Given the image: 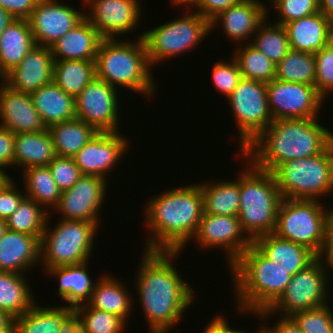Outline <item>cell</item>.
<instances>
[{
	"label": "cell",
	"mask_w": 333,
	"mask_h": 333,
	"mask_svg": "<svg viewBox=\"0 0 333 333\" xmlns=\"http://www.w3.org/2000/svg\"><path fill=\"white\" fill-rule=\"evenodd\" d=\"M180 251L144 250L135 275L136 292L150 333H169L195 300L174 261Z\"/></svg>",
	"instance_id": "cell-1"
},
{
	"label": "cell",
	"mask_w": 333,
	"mask_h": 333,
	"mask_svg": "<svg viewBox=\"0 0 333 333\" xmlns=\"http://www.w3.org/2000/svg\"><path fill=\"white\" fill-rule=\"evenodd\" d=\"M144 219L146 233L144 250L180 251L196 234L203 215L200 184L167 189L146 202Z\"/></svg>",
	"instance_id": "cell-2"
},
{
	"label": "cell",
	"mask_w": 333,
	"mask_h": 333,
	"mask_svg": "<svg viewBox=\"0 0 333 333\" xmlns=\"http://www.w3.org/2000/svg\"><path fill=\"white\" fill-rule=\"evenodd\" d=\"M318 119L274 120L242 154L269 172L288 160L321 154L333 142V132Z\"/></svg>",
	"instance_id": "cell-3"
},
{
	"label": "cell",
	"mask_w": 333,
	"mask_h": 333,
	"mask_svg": "<svg viewBox=\"0 0 333 333\" xmlns=\"http://www.w3.org/2000/svg\"><path fill=\"white\" fill-rule=\"evenodd\" d=\"M228 268L241 315L268 309L292 278L282 265L270 261L253 244Z\"/></svg>",
	"instance_id": "cell-4"
},
{
	"label": "cell",
	"mask_w": 333,
	"mask_h": 333,
	"mask_svg": "<svg viewBox=\"0 0 333 333\" xmlns=\"http://www.w3.org/2000/svg\"><path fill=\"white\" fill-rule=\"evenodd\" d=\"M136 39H102L95 58L96 78L153 98L157 88L143 34Z\"/></svg>",
	"instance_id": "cell-5"
},
{
	"label": "cell",
	"mask_w": 333,
	"mask_h": 333,
	"mask_svg": "<svg viewBox=\"0 0 333 333\" xmlns=\"http://www.w3.org/2000/svg\"><path fill=\"white\" fill-rule=\"evenodd\" d=\"M242 155V156H241ZM247 164L240 170V207L238 218L244 233L253 242L273 233L282 196L272 172L257 168L242 153Z\"/></svg>",
	"instance_id": "cell-6"
},
{
	"label": "cell",
	"mask_w": 333,
	"mask_h": 333,
	"mask_svg": "<svg viewBox=\"0 0 333 333\" xmlns=\"http://www.w3.org/2000/svg\"><path fill=\"white\" fill-rule=\"evenodd\" d=\"M50 216L51 213L40 240V263L44 266L43 270L89 261L100 223L61 218L54 225L55 228H50Z\"/></svg>",
	"instance_id": "cell-7"
},
{
	"label": "cell",
	"mask_w": 333,
	"mask_h": 333,
	"mask_svg": "<svg viewBox=\"0 0 333 333\" xmlns=\"http://www.w3.org/2000/svg\"><path fill=\"white\" fill-rule=\"evenodd\" d=\"M283 199L320 200L333 192V142L321 153L288 160L273 172Z\"/></svg>",
	"instance_id": "cell-8"
},
{
	"label": "cell",
	"mask_w": 333,
	"mask_h": 333,
	"mask_svg": "<svg viewBox=\"0 0 333 333\" xmlns=\"http://www.w3.org/2000/svg\"><path fill=\"white\" fill-rule=\"evenodd\" d=\"M321 200L282 199L274 234L305 246L317 257L326 243L327 207Z\"/></svg>",
	"instance_id": "cell-9"
},
{
	"label": "cell",
	"mask_w": 333,
	"mask_h": 333,
	"mask_svg": "<svg viewBox=\"0 0 333 333\" xmlns=\"http://www.w3.org/2000/svg\"><path fill=\"white\" fill-rule=\"evenodd\" d=\"M186 12L142 33L152 68L159 65V62L161 64L167 59L190 52V49H197L206 36L210 35L209 20L195 11Z\"/></svg>",
	"instance_id": "cell-10"
},
{
	"label": "cell",
	"mask_w": 333,
	"mask_h": 333,
	"mask_svg": "<svg viewBox=\"0 0 333 333\" xmlns=\"http://www.w3.org/2000/svg\"><path fill=\"white\" fill-rule=\"evenodd\" d=\"M330 278L323 260L317 257L305 269L292 275L282 295L268 309L251 315L261 321L271 319L272 314L291 317L296 312L327 305L330 286L332 288L329 283L333 282Z\"/></svg>",
	"instance_id": "cell-11"
},
{
	"label": "cell",
	"mask_w": 333,
	"mask_h": 333,
	"mask_svg": "<svg viewBox=\"0 0 333 333\" xmlns=\"http://www.w3.org/2000/svg\"><path fill=\"white\" fill-rule=\"evenodd\" d=\"M226 101L236 121L240 154L274 121L267 83L242 78Z\"/></svg>",
	"instance_id": "cell-12"
},
{
	"label": "cell",
	"mask_w": 333,
	"mask_h": 333,
	"mask_svg": "<svg viewBox=\"0 0 333 333\" xmlns=\"http://www.w3.org/2000/svg\"><path fill=\"white\" fill-rule=\"evenodd\" d=\"M267 95L273 120L319 118L325 103L315 86L277 79L267 83Z\"/></svg>",
	"instance_id": "cell-13"
},
{
	"label": "cell",
	"mask_w": 333,
	"mask_h": 333,
	"mask_svg": "<svg viewBox=\"0 0 333 333\" xmlns=\"http://www.w3.org/2000/svg\"><path fill=\"white\" fill-rule=\"evenodd\" d=\"M118 93V89L95 77L75 98L76 118L97 132H121Z\"/></svg>",
	"instance_id": "cell-14"
},
{
	"label": "cell",
	"mask_w": 333,
	"mask_h": 333,
	"mask_svg": "<svg viewBox=\"0 0 333 333\" xmlns=\"http://www.w3.org/2000/svg\"><path fill=\"white\" fill-rule=\"evenodd\" d=\"M191 241L205 251L214 247L221 248V251L224 249L229 267L253 243L242 230L238 216L206 213H203L198 230Z\"/></svg>",
	"instance_id": "cell-15"
},
{
	"label": "cell",
	"mask_w": 333,
	"mask_h": 333,
	"mask_svg": "<svg viewBox=\"0 0 333 333\" xmlns=\"http://www.w3.org/2000/svg\"><path fill=\"white\" fill-rule=\"evenodd\" d=\"M139 1L83 0V6L90 10L85 12V17L103 39H121V35L134 32L142 22L143 2Z\"/></svg>",
	"instance_id": "cell-16"
},
{
	"label": "cell",
	"mask_w": 333,
	"mask_h": 333,
	"mask_svg": "<svg viewBox=\"0 0 333 333\" xmlns=\"http://www.w3.org/2000/svg\"><path fill=\"white\" fill-rule=\"evenodd\" d=\"M107 180L83 175L72 187L63 191L53 209L62 219L101 223L100 209L105 202Z\"/></svg>",
	"instance_id": "cell-17"
},
{
	"label": "cell",
	"mask_w": 333,
	"mask_h": 333,
	"mask_svg": "<svg viewBox=\"0 0 333 333\" xmlns=\"http://www.w3.org/2000/svg\"><path fill=\"white\" fill-rule=\"evenodd\" d=\"M128 141L122 132H98L73 159L82 175L107 180L108 173L115 169L118 161L130 150Z\"/></svg>",
	"instance_id": "cell-18"
},
{
	"label": "cell",
	"mask_w": 333,
	"mask_h": 333,
	"mask_svg": "<svg viewBox=\"0 0 333 333\" xmlns=\"http://www.w3.org/2000/svg\"><path fill=\"white\" fill-rule=\"evenodd\" d=\"M80 11L58 0H39L27 19L35 44L53 45L85 17Z\"/></svg>",
	"instance_id": "cell-19"
},
{
	"label": "cell",
	"mask_w": 333,
	"mask_h": 333,
	"mask_svg": "<svg viewBox=\"0 0 333 333\" xmlns=\"http://www.w3.org/2000/svg\"><path fill=\"white\" fill-rule=\"evenodd\" d=\"M268 8L260 0H241L210 21L211 33L216 26H221L229 41L237 45L250 43L258 27L269 18L272 9Z\"/></svg>",
	"instance_id": "cell-20"
},
{
	"label": "cell",
	"mask_w": 333,
	"mask_h": 333,
	"mask_svg": "<svg viewBox=\"0 0 333 333\" xmlns=\"http://www.w3.org/2000/svg\"><path fill=\"white\" fill-rule=\"evenodd\" d=\"M53 67L50 47L35 44L21 62L3 77V82L13 90L30 94L52 82Z\"/></svg>",
	"instance_id": "cell-21"
},
{
	"label": "cell",
	"mask_w": 333,
	"mask_h": 333,
	"mask_svg": "<svg viewBox=\"0 0 333 333\" xmlns=\"http://www.w3.org/2000/svg\"><path fill=\"white\" fill-rule=\"evenodd\" d=\"M0 127L14 134L34 133L46 130L28 93L11 89L3 81L0 84Z\"/></svg>",
	"instance_id": "cell-22"
},
{
	"label": "cell",
	"mask_w": 333,
	"mask_h": 333,
	"mask_svg": "<svg viewBox=\"0 0 333 333\" xmlns=\"http://www.w3.org/2000/svg\"><path fill=\"white\" fill-rule=\"evenodd\" d=\"M283 26L293 50L315 54L333 40V21L321 11Z\"/></svg>",
	"instance_id": "cell-23"
},
{
	"label": "cell",
	"mask_w": 333,
	"mask_h": 333,
	"mask_svg": "<svg viewBox=\"0 0 333 333\" xmlns=\"http://www.w3.org/2000/svg\"><path fill=\"white\" fill-rule=\"evenodd\" d=\"M40 262L37 237L7 230L0 240V271L25 274Z\"/></svg>",
	"instance_id": "cell-24"
},
{
	"label": "cell",
	"mask_w": 333,
	"mask_h": 333,
	"mask_svg": "<svg viewBox=\"0 0 333 333\" xmlns=\"http://www.w3.org/2000/svg\"><path fill=\"white\" fill-rule=\"evenodd\" d=\"M103 38L84 17L50 46L54 60H95Z\"/></svg>",
	"instance_id": "cell-25"
},
{
	"label": "cell",
	"mask_w": 333,
	"mask_h": 333,
	"mask_svg": "<svg viewBox=\"0 0 333 333\" xmlns=\"http://www.w3.org/2000/svg\"><path fill=\"white\" fill-rule=\"evenodd\" d=\"M266 258L280 264L290 274L305 269L317 256L308 248L269 233L258 237L252 243Z\"/></svg>",
	"instance_id": "cell-26"
},
{
	"label": "cell",
	"mask_w": 333,
	"mask_h": 333,
	"mask_svg": "<svg viewBox=\"0 0 333 333\" xmlns=\"http://www.w3.org/2000/svg\"><path fill=\"white\" fill-rule=\"evenodd\" d=\"M90 261L62 267L47 268L44 272L57 278L59 282L58 295L61 299L69 303L66 306L76 308L77 306L87 304L92 296L95 282L88 274V263Z\"/></svg>",
	"instance_id": "cell-27"
},
{
	"label": "cell",
	"mask_w": 333,
	"mask_h": 333,
	"mask_svg": "<svg viewBox=\"0 0 333 333\" xmlns=\"http://www.w3.org/2000/svg\"><path fill=\"white\" fill-rule=\"evenodd\" d=\"M73 320V308L66 305L40 306L36 302L14 319V333H60Z\"/></svg>",
	"instance_id": "cell-28"
},
{
	"label": "cell",
	"mask_w": 333,
	"mask_h": 333,
	"mask_svg": "<svg viewBox=\"0 0 333 333\" xmlns=\"http://www.w3.org/2000/svg\"><path fill=\"white\" fill-rule=\"evenodd\" d=\"M121 280L111 274L100 275L88 304L95 309L114 314L128 324L127 319L133 312L134 300L132 293L130 294Z\"/></svg>",
	"instance_id": "cell-29"
},
{
	"label": "cell",
	"mask_w": 333,
	"mask_h": 333,
	"mask_svg": "<svg viewBox=\"0 0 333 333\" xmlns=\"http://www.w3.org/2000/svg\"><path fill=\"white\" fill-rule=\"evenodd\" d=\"M35 45L27 19H13L0 35V82Z\"/></svg>",
	"instance_id": "cell-30"
},
{
	"label": "cell",
	"mask_w": 333,
	"mask_h": 333,
	"mask_svg": "<svg viewBox=\"0 0 333 333\" xmlns=\"http://www.w3.org/2000/svg\"><path fill=\"white\" fill-rule=\"evenodd\" d=\"M30 96L47 128L76 118L75 98L66 94L53 81L30 93Z\"/></svg>",
	"instance_id": "cell-31"
},
{
	"label": "cell",
	"mask_w": 333,
	"mask_h": 333,
	"mask_svg": "<svg viewBox=\"0 0 333 333\" xmlns=\"http://www.w3.org/2000/svg\"><path fill=\"white\" fill-rule=\"evenodd\" d=\"M56 157L48 129L34 133L15 134L14 166L23 170L33 166H48Z\"/></svg>",
	"instance_id": "cell-32"
},
{
	"label": "cell",
	"mask_w": 333,
	"mask_h": 333,
	"mask_svg": "<svg viewBox=\"0 0 333 333\" xmlns=\"http://www.w3.org/2000/svg\"><path fill=\"white\" fill-rule=\"evenodd\" d=\"M237 180L200 182L203 213L238 216L240 207V171Z\"/></svg>",
	"instance_id": "cell-33"
},
{
	"label": "cell",
	"mask_w": 333,
	"mask_h": 333,
	"mask_svg": "<svg viewBox=\"0 0 333 333\" xmlns=\"http://www.w3.org/2000/svg\"><path fill=\"white\" fill-rule=\"evenodd\" d=\"M52 137L56 156L74 157L98 132L75 118L52 124L47 128Z\"/></svg>",
	"instance_id": "cell-34"
},
{
	"label": "cell",
	"mask_w": 333,
	"mask_h": 333,
	"mask_svg": "<svg viewBox=\"0 0 333 333\" xmlns=\"http://www.w3.org/2000/svg\"><path fill=\"white\" fill-rule=\"evenodd\" d=\"M24 274L0 271V309L14 318L28 311L36 302Z\"/></svg>",
	"instance_id": "cell-35"
},
{
	"label": "cell",
	"mask_w": 333,
	"mask_h": 333,
	"mask_svg": "<svg viewBox=\"0 0 333 333\" xmlns=\"http://www.w3.org/2000/svg\"><path fill=\"white\" fill-rule=\"evenodd\" d=\"M26 197H29L48 213L55 208L61 197V190L53 179L48 166H33L21 171ZM50 209V211H49Z\"/></svg>",
	"instance_id": "cell-36"
},
{
	"label": "cell",
	"mask_w": 333,
	"mask_h": 333,
	"mask_svg": "<svg viewBox=\"0 0 333 333\" xmlns=\"http://www.w3.org/2000/svg\"><path fill=\"white\" fill-rule=\"evenodd\" d=\"M95 77V60H54L52 81L74 98Z\"/></svg>",
	"instance_id": "cell-37"
},
{
	"label": "cell",
	"mask_w": 333,
	"mask_h": 333,
	"mask_svg": "<svg viewBox=\"0 0 333 333\" xmlns=\"http://www.w3.org/2000/svg\"><path fill=\"white\" fill-rule=\"evenodd\" d=\"M232 57L237 62L242 78L268 83L275 79L276 65L250 43L234 45Z\"/></svg>",
	"instance_id": "cell-38"
},
{
	"label": "cell",
	"mask_w": 333,
	"mask_h": 333,
	"mask_svg": "<svg viewBox=\"0 0 333 333\" xmlns=\"http://www.w3.org/2000/svg\"><path fill=\"white\" fill-rule=\"evenodd\" d=\"M48 216L49 213L42 206L25 196L17 209L6 219L7 228L41 240Z\"/></svg>",
	"instance_id": "cell-39"
},
{
	"label": "cell",
	"mask_w": 333,
	"mask_h": 333,
	"mask_svg": "<svg viewBox=\"0 0 333 333\" xmlns=\"http://www.w3.org/2000/svg\"><path fill=\"white\" fill-rule=\"evenodd\" d=\"M316 70L313 53L290 49L276 65L275 79L315 86Z\"/></svg>",
	"instance_id": "cell-40"
},
{
	"label": "cell",
	"mask_w": 333,
	"mask_h": 333,
	"mask_svg": "<svg viewBox=\"0 0 333 333\" xmlns=\"http://www.w3.org/2000/svg\"><path fill=\"white\" fill-rule=\"evenodd\" d=\"M271 22L266 18L253 35L250 44L277 65L289 52L290 45L285 27Z\"/></svg>",
	"instance_id": "cell-41"
},
{
	"label": "cell",
	"mask_w": 333,
	"mask_h": 333,
	"mask_svg": "<svg viewBox=\"0 0 333 333\" xmlns=\"http://www.w3.org/2000/svg\"><path fill=\"white\" fill-rule=\"evenodd\" d=\"M73 310L74 320L83 333H123L127 325L120 317L95 309L88 303Z\"/></svg>",
	"instance_id": "cell-42"
},
{
	"label": "cell",
	"mask_w": 333,
	"mask_h": 333,
	"mask_svg": "<svg viewBox=\"0 0 333 333\" xmlns=\"http://www.w3.org/2000/svg\"><path fill=\"white\" fill-rule=\"evenodd\" d=\"M329 304L294 313L291 318L303 333H333V311Z\"/></svg>",
	"instance_id": "cell-43"
},
{
	"label": "cell",
	"mask_w": 333,
	"mask_h": 333,
	"mask_svg": "<svg viewBox=\"0 0 333 333\" xmlns=\"http://www.w3.org/2000/svg\"><path fill=\"white\" fill-rule=\"evenodd\" d=\"M269 4L275 8L278 25H284L291 21L309 16L319 11V0H268Z\"/></svg>",
	"instance_id": "cell-44"
},
{
	"label": "cell",
	"mask_w": 333,
	"mask_h": 333,
	"mask_svg": "<svg viewBox=\"0 0 333 333\" xmlns=\"http://www.w3.org/2000/svg\"><path fill=\"white\" fill-rule=\"evenodd\" d=\"M315 57V88L325 99L333 91V40L320 51L314 54Z\"/></svg>",
	"instance_id": "cell-45"
},
{
	"label": "cell",
	"mask_w": 333,
	"mask_h": 333,
	"mask_svg": "<svg viewBox=\"0 0 333 333\" xmlns=\"http://www.w3.org/2000/svg\"><path fill=\"white\" fill-rule=\"evenodd\" d=\"M212 82L215 89L226 99L231 95L242 79L237 62L231 56L228 61H218L212 68Z\"/></svg>",
	"instance_id": "cell-46"
},
{
	"label": "cell",
	"mask_w": 333,
	"mask_h": 333,
	"mask_svg": "<svg viewBox=\"0 0 333 333\" xmlns=\"http://www.w3.org/2000/svg\"><path fill=\"white\" fill-rule=\"evenodd\" d=\"M48 167L61 192L71 189L83 176L73 157L56 156Z\"/></svg>",
	"instance_id": "cell-47"
},
{
	"label": "cell",
	"mask_w": 333,
	"mask_h": 333,
	"mask_svg": "<svg viewBox=\"0 0 333 333\" xmlns=\"http://www.w3.org/2000/svg\"><path fill=\"white\" fill-rule=\"evenodd\" d=\"M14 179L0 190V218L7 219L26 196L24 190L20 191ZM23 192V193H22Z\"/></svg>",
	"instance_id": "cell-48"
},
{
	"label": "cell",
	"mask_w": 333,
	"mask_h": 333,
	"mask_svg": "<svg viewBox=\"0 0 333 333\" xmlns=\"http://www.w3.org/2000/svg\"><path fill=\"white\" fill-rule=\"evenodd\" d=\"M240 1L241 0H198L192 6V11L196 9L195 12L200 14L203 18L211 21L219 13L238 4Z\"/></svg>",
	"instance_id": "cell-49"
},
{
	"label": "cell",
	"mask_w": 333,
	"mask_h": 333,
	"mask_svg": "<svg viewBox=\"0 0 333 333\" xmlns=\"http://www.w3.org/2000/svg\"><path fill=\"white\" fill-rule=\"evenodd\" d=\"M39 0H0V6L14 19H28Z\"/></svg>",
	"instance_id": "cell-50"
},
{
	"label": "cell",
	"mask_w": 333,
	"mask_h": 333,
	"mask_svg": "<svg viewBox=\"0 0 333 333\" xmlns=\"http://www.w3.org/2000/svg\"><path fill=\"white\" fill-rule=\"evenodd\" d=\"M15 134L9 129L0 127V167L14 166Z\"/></svg>",
	"instance_id": "cell-51"
},
{
	"label": "cell",
	"mask_w": 333,
	"mask_h": 333,
	"mask_svg": "<svg viewBox=\"0 0 333 333\" xmlns=\"http://www.w3.org/2000/svg\"><path fill=\"white\" fill-rule=\"evenodd\" d=\"M265 324L273 333H303L297 323L291 317L280 316L276 324L269 326Z\"/></svg>",
	"instance_id": "cell-52"
},
{
	"label": "cell",
	"mask_w": 333,
	"mask_h": 333,
	"mask_svg": "<svg viewBox=\"0 0 333 333\" xmlns=\"http://www.w3.org/2000/svg\"><path fill=\"white\" fill-rule=\"evenodd\" d=\"M229 322L225 316L218 314L204 327L203 333H229Z\"/></svg>",
	"instance_id": "cell-53"
},
{
	"label": "cell",
	"mask_w": 333,
	"mask_h": 333,
	"mask_svg": "<svg viewBox=\"0 0 333 333\" xmlns=\"http://www.w3.org/2000/svg\"><path fill=\"white\" fill-rule=\"evenodd\" d=\"M14 317L0 309V333H14Z\"/></svg>",
	"instance_id": "cell-54"
},
{
	"label": "cell",
	"mask_w": 333,
	"mask_h": 333,
	"mask_svg": "<svg viewBox=\"0 0 333 333\" xmlns=\"http://www.w3.org/2000/svg\"><path fill=\"white\" fill-rule=\"evenodd\" d=\"M325 246H333V209L328 207L326 216V243Z\"/></svg>",
	"instance_id": "cell-55"
},
{
	"label": "cell",
	"mask_w": 333,
	"mask_h": 333,
	"mask_svg": "<svg viewBox=\"0 0 333 333\" xmlns=\"http://www.w3.org/2000/svg\"><path fill=\"white\" fill-rule=\"evenodd\" d=\"M320 258L323 260L327 273H330V269L333 271V246H324L323 252L320 255Z\"/></svg>",
	"instance_id": "cell-56"
},
{
	"label": "cell",
	"mask_w": 333,
	"mask_h": 333,
	"mask_svg": "<svg viewBox=\"0 0 333 333\" xmlns=\"http://www.w3.org/2000/svg\"><path fill=\"white\" fill-rule=\"evenodd\" d=\"M319 11L333 21V0H319Z\"/></svg>",
	"instance_id": "cell-57"
},
{
	"label": "cell",
	"mask_w": 333,
	"mask_h": 333,
	"mask_svg": "<svg viewBox=\"0 0 333 333\" xmlns=\"http://www.w3.org/2000/svg\"><path fill=\"white\" fill-rule=\"evenodd\" d=\"M14 18L0 6V35Z\"/></svg>",
	"instance_id": "cell-58"
},
{
	"label": "cell",
	"mask_w": 333,
	"mask_h": 333,
	"mask_svg": "<svg viewBox=\"0 0 333 333\" xmlns=\"http://www.w3.org/2000/svg\"><path fill=\"white\" fill-rule=\"evenodd\" d=\"M6 168L0 167V190H2L6 185H8L14 178L10 177L7 172H5Z\"/></svg>",
	"instance_id": "cell-59"
},
{
	"label": "cell",
	"mask_w": 333,
	"mask_h": 333,
	"mask_svg": "<svg viewBox=\"0 0 333 333\" xmlns=\"http://www.w3.org/2000/svg\"><path fill=\"white\" fill-rule=\"evenodd\" d=\"M172 4L176 5L179 8L183 6L186 7L188 11H191V7L198 1V0H170Z\"/></svg>",
	"instance_id": "cell-60"
},
{
	"label": "cell",
	"mask_w": 333,
	"mask_h": 333,
	"mask_svg": "<svg viewBox=\"0 0 333 333\" xmlns=\"http://www.w3.org/2000/svg\"><path fill=\"white\" fill-rule=\"evenodd\" d=\"M60 333H83L78 323L73 320L69 325H67Z\"/></svg>",
	"instance_id": "cell-61"
},
{
	"label": "cell",
	"mask_w": 333,
	"mask_h": 333,
	"mask_svg": "<svg viewBox=\"0 0 333 333\" xmlns=\"http://www.w3.org/2000/svg\"><path fill=\"white\" fill-rule=\"evenodd\" d=\"M7 230L6 219L0 218V240Z\"/></svg>",
	"instance_id": "cell-62"
},
{
	"label": "cell",
	"mask_w": 333,
	"mask_h": 333,
	"mask_svg": "<svg viewBox=\"0 0 333 333\" xmlns=\"http://www.w3.org/2000/svg\"><path fill=\"white\" fill-rule=\"evenodd\" d=\"M256 333H273L266 325H260Z\"/></svg>",
	"instance_id": "cell-63"
},
{
	"label": "cell",
	"mask_w": 333,
	"mask_h": 333,
	"mask_svg": "<svg viewBox=\"0 0 333 333\" xmlns=\"http://www.w3.org/2000/svg\"><path fill=\"white\" fill-rule=\"evenodd\" d=\"M232 326H229V333H249L248 331H242V329L241 330H239L240 328H237V329H233V328H231Z\"/></svg>",
	"instance_id": "cell-64"
}]
</instances>
